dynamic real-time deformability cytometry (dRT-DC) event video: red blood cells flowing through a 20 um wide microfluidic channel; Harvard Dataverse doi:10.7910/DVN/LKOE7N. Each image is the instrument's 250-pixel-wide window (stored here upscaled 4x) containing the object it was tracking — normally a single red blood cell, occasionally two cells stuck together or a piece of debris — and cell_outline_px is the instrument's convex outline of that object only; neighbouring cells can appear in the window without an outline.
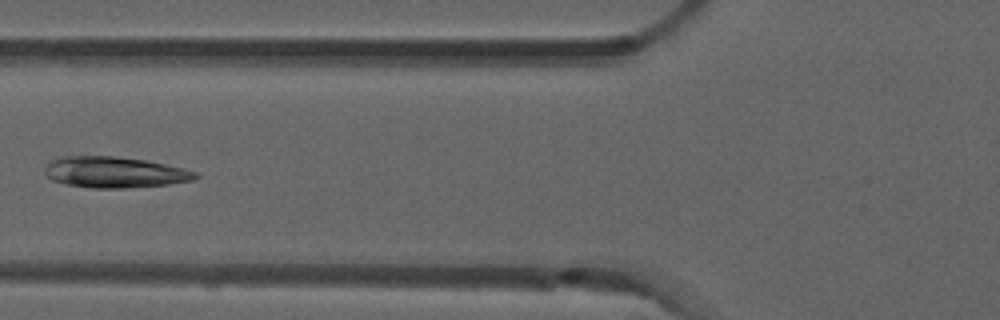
{"species": "common noctule bat (a hibernating species)", "species_latin": "Nyctalus noctula", "temperature_condition": "room temperature", "stored_images_in_passage": 9, "camera_frame_rate_fps": 3000, "um_per_image_px": 0.085, "animal": {"sex": "male", "forearm_length_mm": 52.5}, "frame": {"image": 1, "passage_image": 5, "time_ms": 1.333, "image_size_px": [1000, 320], "cell_outline_px": [[200, 176], [192, 180], [168, 184], [124, 188], [92, 188], [68, 184], [52, 180], [44, 172], [44, 168], [52, 160], [60, 156], [112, 156], [148, 160], [184, 168], [196, 172]], "centroid_in_image_um": [9.75, 14.63], "position_along_channel_um": 116.1, "area_um2": 27.17}}
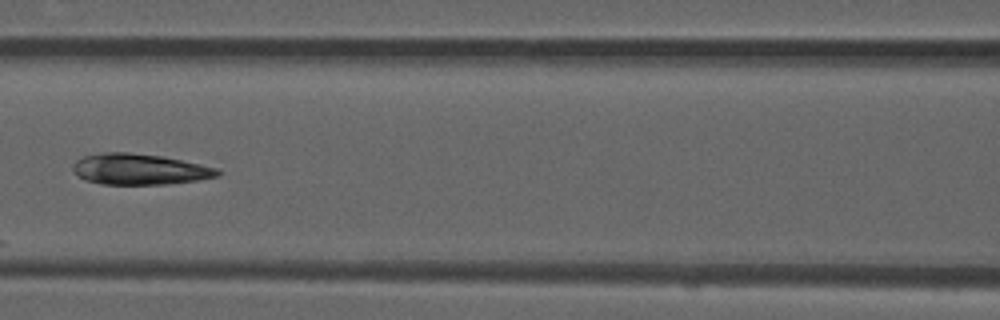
{"frame": {"image": 2, "passage_image": 6, "time_ms": 1.667, "image_size_px": [1000, 320], "cell_outline_px": [[224, 172], [220, 176], [196, 180], [168, 184], [100, 184], [84, 180], [72, 168], [72, 164], [76, 160], [84, 156], [104, 152], [128, 152], [164, 156], [200, 164], [216, 168]], "centroid_in_image_um": [11.88, 14.38], "position_along_channel_um": 154.7, "area_um2": 26.13}}
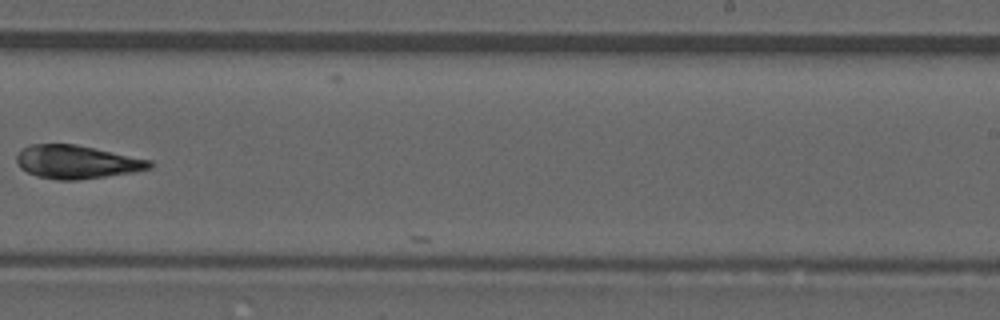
{"frame": {"image": 3, "passage_image": 9, "time_ms": 2.667, "image_size_px": [1000, 320], "cell_outline_px": [[152, 168], [132, 172], [76, 180], [56, 180], [36, 176], [20, 168], [16, 164], [16, 156], [28, 144], [76, 144], [152, 160]], "centroid_in_image_um": [6.5, 13.76], "position_along_channel_um": 282.5, "area_um2": 25.78}}